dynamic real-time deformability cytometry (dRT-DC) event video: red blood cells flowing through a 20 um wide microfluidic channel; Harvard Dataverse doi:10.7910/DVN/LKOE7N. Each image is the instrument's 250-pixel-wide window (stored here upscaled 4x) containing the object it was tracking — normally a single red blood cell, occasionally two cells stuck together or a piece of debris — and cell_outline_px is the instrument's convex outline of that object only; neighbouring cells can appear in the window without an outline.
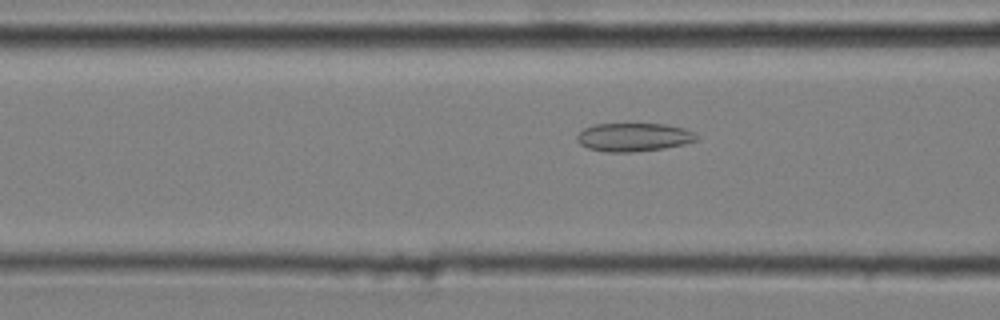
{"species": "common noctule bat (a hibernating species)", "species_latin": "Nyctalus noctula", "temperature_condition": "cold", "stored_images_in_passage": 49, "camera_frame_rate_fps": 3000, "um_per_image_px": 0.085, "animal": {"sex": "male", "body_mass_g": 20.4}, "frame": {"image": 1, "passage_image": 21, "time_ms": 6.667, "image_size_px": [1000, 320], "cell_outline_px": [[700, 140], [684, 144], [664, 148], [632, 152], [604, 152], [588, 148], [580, 144], [576, 140], [576, 136], [584, 128], [596, 124], [664, 124], [684, 128], [700, 136]], "centroid_in_image_um": [53.88, 11.66], "position_along_channel_um": 112.7, "area_um2": 19.88}}
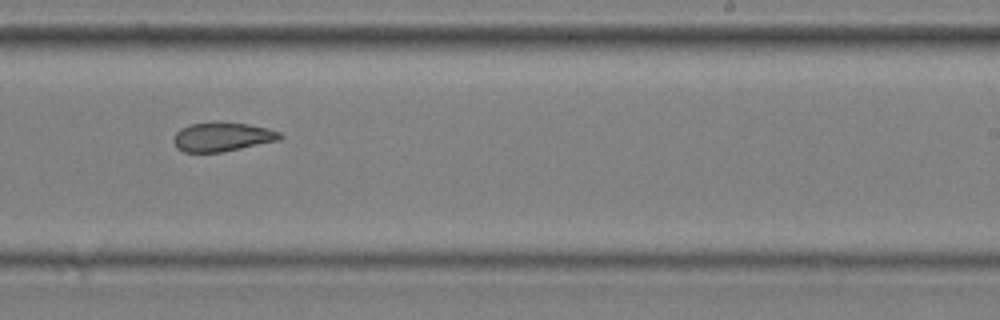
{"frame": {"image": 2, "passage_image": 34, "time_ms": 11.0, "image_size_px": [1000, 320], "cell_outline_px": [[284, 136], [280, 140], [220, 152], [184, 152], [176, 148], [172, 140], [176, 132], [180, 128], [192, 124], [212, 120], [216, 120], [248, 124], [268, 128], [280, 132]], "centroid_in_image_um": [18.87, 11.6], "position_along_channel_um": 270.1, "area_um2": 18.38}}
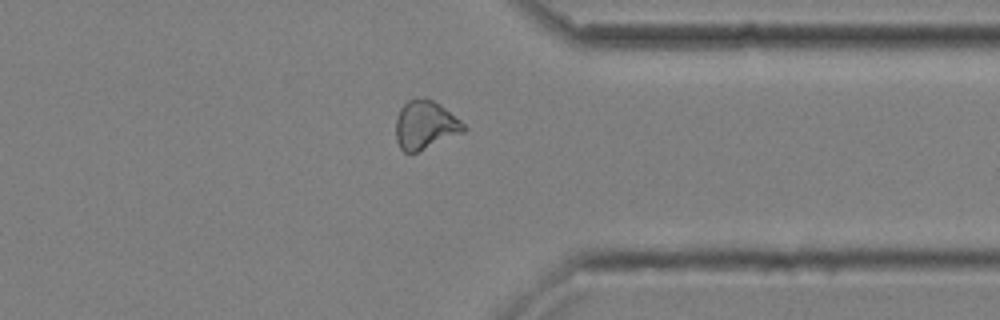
{"frame": {"image": 3, "passage_image": 43, "time_ms": 14.0, "image_size_px": [1000, 320], "cell_outline_px": [[468, 128], [464, 132], [416, 152], [404, 152], [400, 148], [396, 140], [396, 116], [400, 108], [408, 100], [432, 100], [440, 104], [460, 120]], "centroid_in_image_um": [36.14, 10.64], "position_along_channel_um": 375.3, "area_um2": 18.84}, "authors_computed_cell_mechanics": {"area_um2": 19.4208, "velocity_mm_per_s": 3.6347, "shape_relaxation_time_tau1_ms": null, "shape_relaxation_time_tau2_ms": 2.0751, "deformation_change_tau1": null, "deformation_change_tau2": 0.0881}}